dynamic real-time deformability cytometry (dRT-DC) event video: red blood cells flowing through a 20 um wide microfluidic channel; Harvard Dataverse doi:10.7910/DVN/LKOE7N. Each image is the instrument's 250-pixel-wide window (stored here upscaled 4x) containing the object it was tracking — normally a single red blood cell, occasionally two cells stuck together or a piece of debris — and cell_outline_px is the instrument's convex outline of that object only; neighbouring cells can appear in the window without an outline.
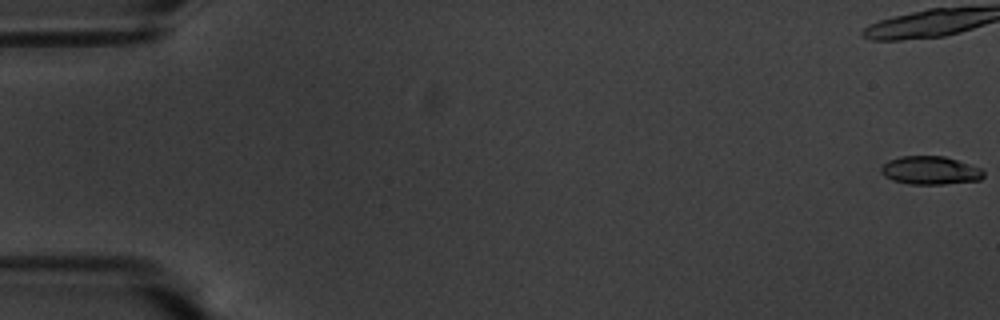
{"species": "common noctule bat (a hibernating species)", "species_latin": "Nyctalus noctula", "temperature_condition": "warm", "stored_images_in_passage": 23, "camera_frame_rate_fps": 3000, "um_per_image_px": 0.085, "animal": {"sex": "male", "body_mass_g": 20.1, "forearm_length_mm": 53.5}, "frame": {"image": 1, "passage_image": 1, "time_ms": 0.0, "image_size_px": [1000, 320], "cell_outline_px": [[984, 176], [980, 180], [944, 184], [908, 184], [892, 180], [884, 176], [880, 172], [880, 168], [888, 160], [900, 156], [944, 156], [984, 168]], "centroid_in_image_um": [79.09, 14.48], "position_along_channel_um": 5.9, "area_um2": 17.11}}